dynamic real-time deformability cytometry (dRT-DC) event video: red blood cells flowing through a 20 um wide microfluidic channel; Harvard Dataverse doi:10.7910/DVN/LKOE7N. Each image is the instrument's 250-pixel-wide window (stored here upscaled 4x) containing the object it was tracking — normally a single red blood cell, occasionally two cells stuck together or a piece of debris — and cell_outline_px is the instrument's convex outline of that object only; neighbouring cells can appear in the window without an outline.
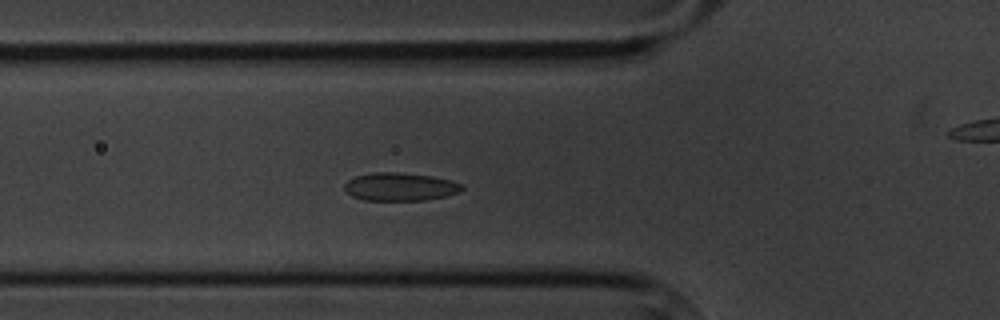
{"species": "common noctule bat (a hibernating species)", "species_latin": "Nyctalus noctula", "temperature_condition": "cold", "stored_images_in_passage": 5, "camera_frame_rate_fps": 3000, "um_per_image_px": 0.085, "animal": {"sex": "male", "body_mass_g": 20.1, "forearm_length_mm": 53.5}, "frame": {"image": 1, "passage_image": 4, "time_ms": 3.333, "image_size_px": [1000, 320], "cell_outline_px": [[464, 188], [460, 192], [444, 196], [424, 200], [364, 200], [352, 196], [344, 188], [344, 184], [348, 180], [356, 176], [376, 172], [396, 172], [432, 176], [464, 184]], "centroid_in_image_um": [34.01, 15.87], "position_along_channel_um": 91.8, "area_um2": 19.07}}